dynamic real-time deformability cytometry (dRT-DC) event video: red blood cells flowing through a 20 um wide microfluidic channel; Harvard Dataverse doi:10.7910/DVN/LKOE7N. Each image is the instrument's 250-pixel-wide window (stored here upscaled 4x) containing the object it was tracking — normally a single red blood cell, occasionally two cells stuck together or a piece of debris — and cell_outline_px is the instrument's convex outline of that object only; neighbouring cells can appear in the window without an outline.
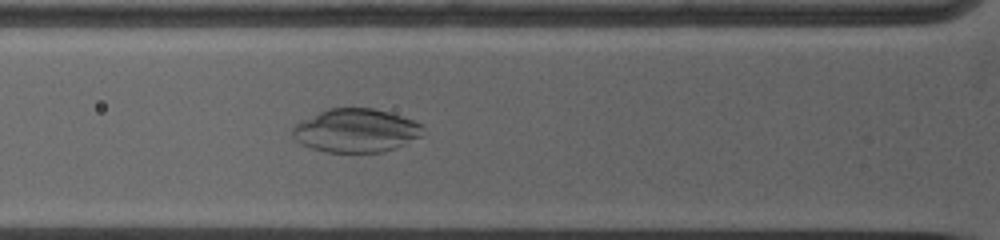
{"species": "common noctule bat (a hibernating species)", "species_latin": "Nyctalus noctula", "temperature_condition": "warm", "stored_images_in_passage": 32, "camera_frame_rate_fps": 5000, "um_per_image_px": 0.085, "animal": {"sex": "female", "body_mass_g": 19.0, "forearm_length_mm": 53.3}, "frame": {"image": 1, "passage_image": 10, "time_ms": 3.2, "image_size_px": [1000, 240], "cell_outline_px": [[424, 128], [420, 136], [396, 148], [380, 152], [324, 152], [300, 144], [292, 136], [292, 128], [300, 120], [328, 108], [372, 108], [388, 112], [424, 124]], "centroid_in_image_um": [30.22, 11.1], "position_along_channel_um": 95.6, "area_um2": 33.06}}
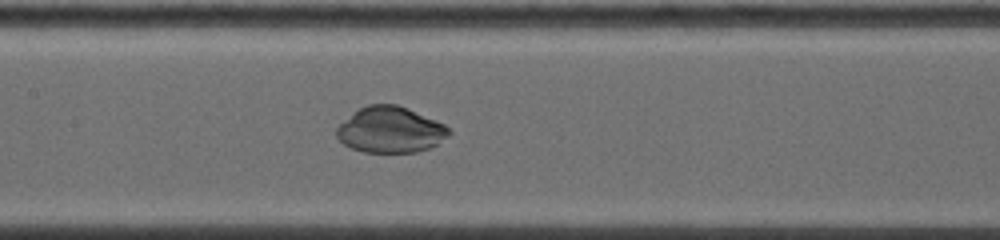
{"frame": {"image": 2, "passage_image": 16, "time_ms": 5.2, "image_size_px": [1000, 240], "cell_outline_px": [[452, 132], [448, 136], [436, 144], [428, 148], [416, 152], [364, 152], [352, 148], [344, 144], [336, 136], [336, 128], [340, 124], [360, 108], [368, 104], [396, 104], [408, 108], [444, 124]], "centroid_in_image_um": [33.18, 11.03], "position_along_channel_um": 174.2, "area_um2": 29.77}}
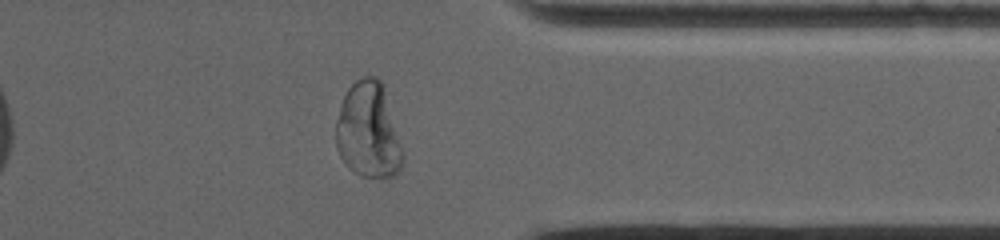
{"frame": {"image": 3, "passage_image": 32, "time_ms": 10.6, "image_size_px": [1000, 240], "cell_outline_px": [[404, 156], [400, 168], [388, 180], [380, 180], [360, 176], [352, 172], [344, 164], [336, 148], [336, 120], [340, 104], [348, 88], [356, 80], [364, 76], [376, 76], [384, 84]], "centroid_in_image_um": [31.3, 11.14], "position_along_channel_um": 380.1, "area_um2": 37.97}}